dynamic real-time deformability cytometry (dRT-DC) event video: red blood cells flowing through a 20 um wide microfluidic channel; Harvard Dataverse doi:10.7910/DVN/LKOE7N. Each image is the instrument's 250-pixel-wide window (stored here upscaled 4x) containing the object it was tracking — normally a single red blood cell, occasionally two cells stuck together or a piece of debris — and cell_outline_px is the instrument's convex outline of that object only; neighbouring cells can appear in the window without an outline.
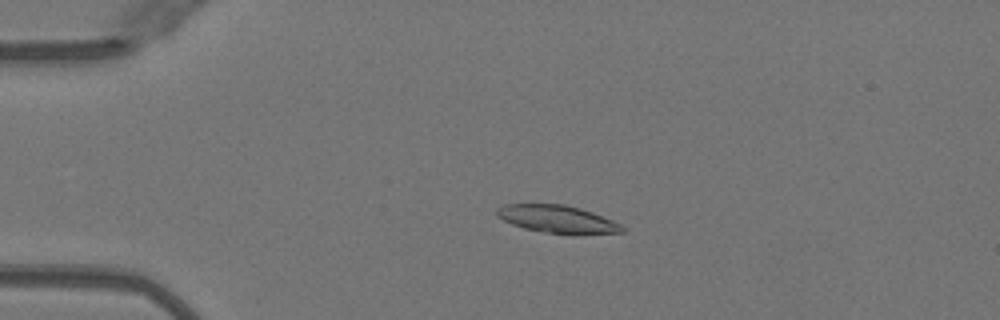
{"species": "Egyptian fruit bat (a non-hibernating species)", "species_latin": "Rousettus aegyptiacus", "temperature_condition": "warm", "stored_images_in_passage": 51, "camera_frame_rate_fps": 3000, "um_per_image_px": 0.085, "animal": {"sex": "female"}, "frame": {"image": 1, "passage_image": 12, "time_ms": 3.667, "image_size_px": [1000, 320], "cell_outline_px": [[624, 232], [576, 236], [544, 232], [524, 228], [512, 224], [496, 216], [496, 208], [504, 204], [564, 204], [580, 208], [592, 212], [612, 220], [620, 224], [624, 228]], "centroid_in_image_um": [47.4, 18.65], "position_along_channel_um": 37.6, "area_um2": 20.58}}
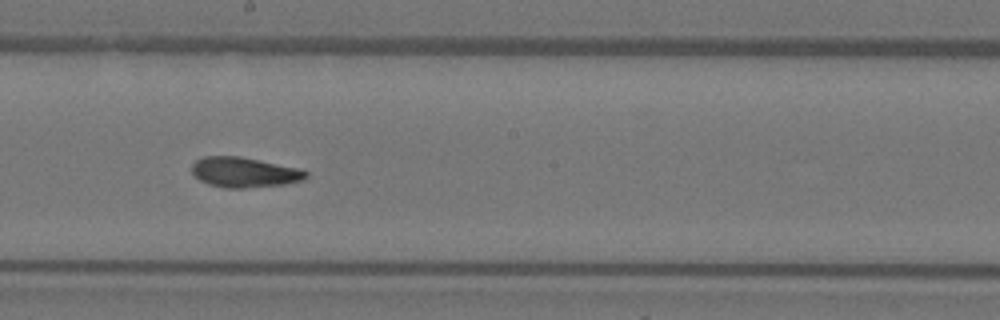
{"frame": {"image": 2, "passage_image": 29, "time_ms": 9.333, "image_size_px": [1000, 320], "cell_outline_px": [[308, 176], [304, 180], [284, 184], [244, 188], [224, 188], [208, 184], [200, 180], [192, 172], [192, 164], [196, 160], [204, 156], [240, 156], [300, 168], [308, 172]], "centroid_in_image_um": [20.78, 14.64], "position_along_channel_um": 227.4, "area_um2": 20.11}}
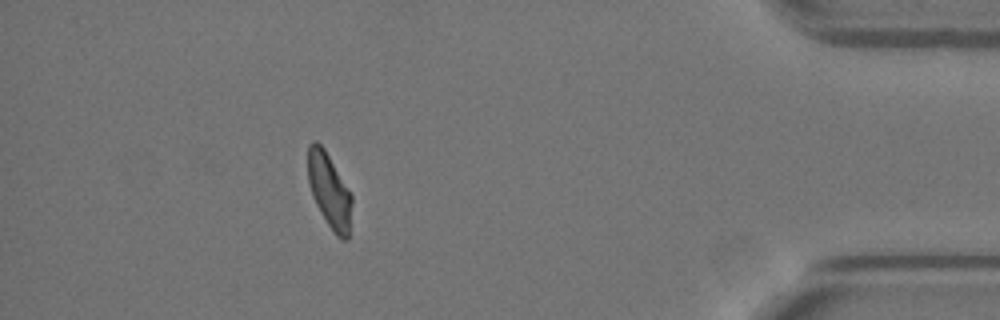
{"frame": {"image": 3, "passage_image": 46, "time_ms": 15.0, "image_size_px": [1000, 320], "cell_outline_px": [[352, 204], [348, 240], [344, 240], [336, 236], [320, 212], [312, 196], [308, 184], [308, 144], [312, 140], [316, 140], [324, 148], [352, 196]], "centroid_in_image_um": [27.97, 16.2], "position_along_channel_um": 407.2, "area_um2": 19.02}, "authors_computed_cell_mechanics": {"area_um2": 20.1722, "velocity_mm_per_s": 4.0299, "shape_relaxation_time_tau1_ms": 7.7031, "shape_relaxation_time_tau2_ms": 2.5611, "deformation_change_tau1": 0.2347, "deformation_change_tau2": 0.0888}}